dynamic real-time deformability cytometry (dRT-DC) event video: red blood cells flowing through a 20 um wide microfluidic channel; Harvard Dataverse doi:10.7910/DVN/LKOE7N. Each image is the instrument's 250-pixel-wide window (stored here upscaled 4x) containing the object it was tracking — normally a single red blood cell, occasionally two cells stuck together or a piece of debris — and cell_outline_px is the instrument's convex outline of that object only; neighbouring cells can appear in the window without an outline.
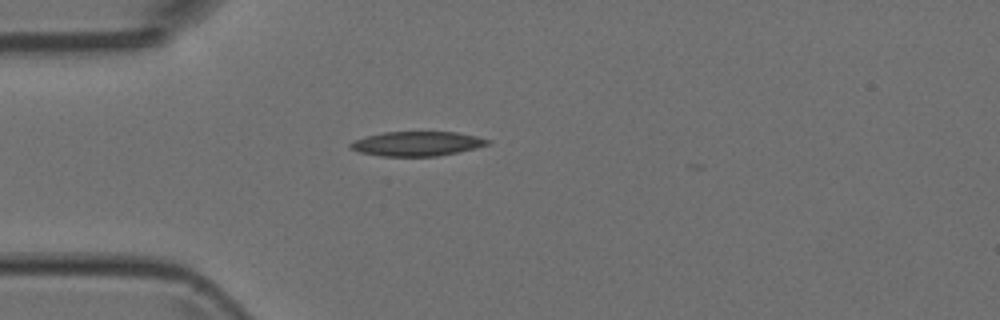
{"species": "Egyptian fruit bat (a non-hibernating species)", "species_latin": "Rousettus aegyptiacus", "temperature_condition": "room temperature", "stored_images_in_passage": 32, "camera_frame_rate_fps": 3000, "um_per_image_px": 0.085, "animal": {"sex": "female"}, "frame": {"image": 1, "passage_image": 1, "time_ms": 0.0, "image_size_px": [1000, 320], "cell_outline_px": [[492, 140], [488, 144], [476, 148], [436, 156], [380, 156], [360, 152], [348, 148], [348, 144], [352, 140], [364, 136], [384, 132], [456, 132], [476, 136]], "centroid_in_image_um": [35.38, 12.21], "position_along_channel_um": 49.6, "area_um2": 19.65}}
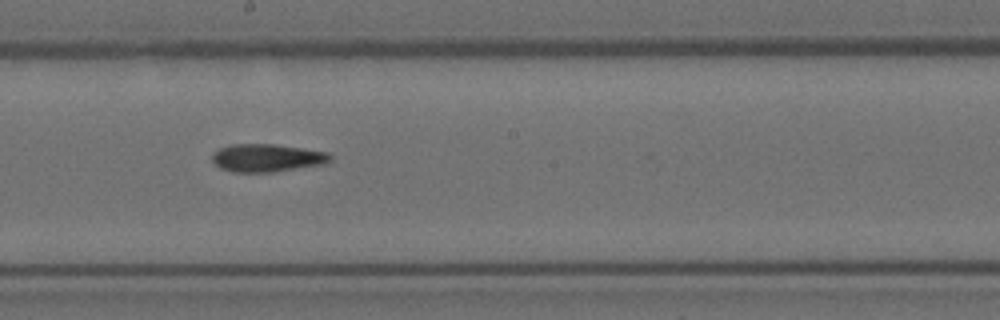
{"frame": {"image": 2, "passage_image": 15, "time_ms": 4.667, "image_size_px": [1000, 320], "cell_outline_px": [[332, 160], [324, 164], [272, 172], [236, 172], [220, 168], [212, 160], [212, 152], [220, 148], [232, 144], [276, 144], [328, 152], [332, 156]], "centroid_in_image_um": [22.7, 13.41], "position_along_channel_um": 225.5, "area_um2": 19.19}}
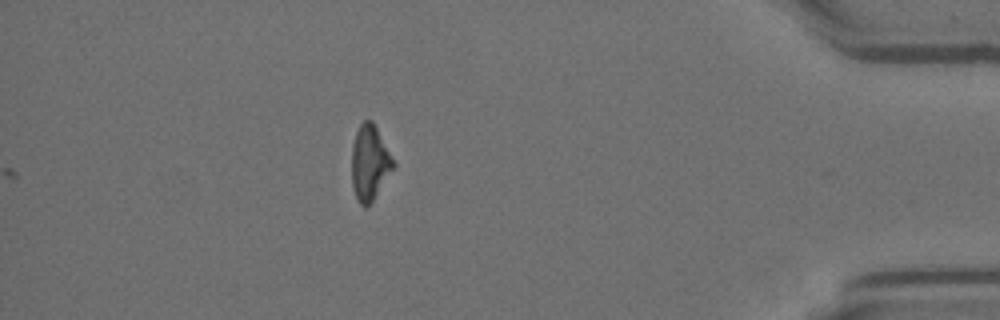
{"frame": {"image": 3, "passage_image": 32, "time_ms": 10.333, "image_size_px": [1000, 320], "cell_outline_px": [[396, 164], [372, 200], [364, 208], [356, 200], [352, 188], [352, 144], [356, 132], [360, 124], [364, 120], [372, 120]], "centroid_in_image_um": [31.4, 13.83], "position_along_channel_um": 403.8, "area_um2": 17.98}}